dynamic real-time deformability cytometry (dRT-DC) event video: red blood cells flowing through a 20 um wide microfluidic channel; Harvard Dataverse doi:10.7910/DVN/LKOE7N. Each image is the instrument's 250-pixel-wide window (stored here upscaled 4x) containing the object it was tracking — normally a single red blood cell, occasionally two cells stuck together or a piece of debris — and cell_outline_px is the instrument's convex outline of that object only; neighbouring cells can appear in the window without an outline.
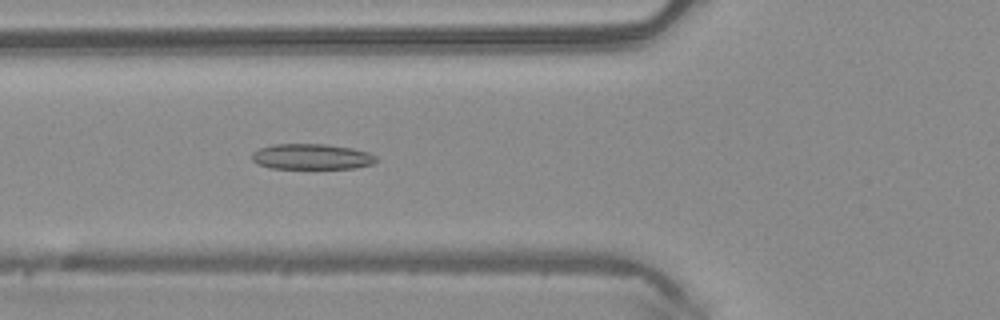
{"species": "common noctule bat (a hibernating species)", "species_latin": "Nyctalus noctula", "temperature_condition": "warm", "stored_images_in_passage": 51, "camera_frame_rate_fps": 3000, "um_per_image_px": 0.085, "animal": {"sex": "male", "body_mass_g": 20.4}, "frame": {"image": 1, "passage_image": 19, "time_ms": 6.0, "image_size_px": [1000, 320], "cell_outline_px": [[380, 160], [372, 164], [356, 168], [272, 168], [256, 164], [252, 160], [252, 152], [260, 148], [272, 144], [324, 144], [352, 148], [368, 152], [376, 156]], "centroid_in_image_um": [26.5, 13.31], "position_along_channel_um": 99.3, "area_um2": 18.61}}
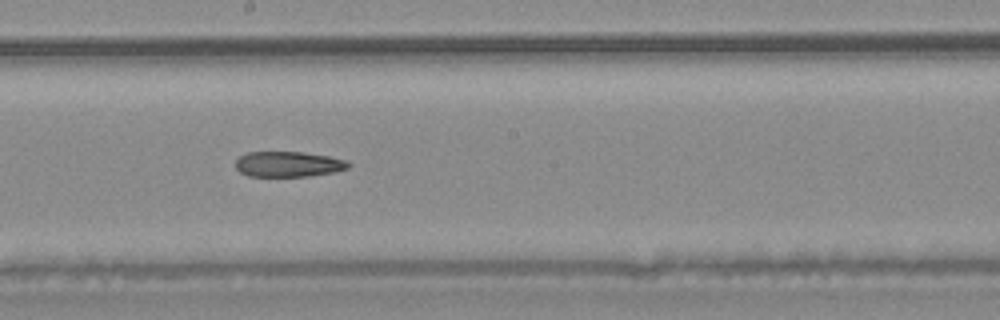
{"frame": {"image": 2, "passage_image": 28, "time_ms": 9.0, "image_size_px": [1000, 320], "cell_outline_px": [[352, 164], [348, 168], [336, 172], [308, 176], [248, 176], [240, 172], [236, 168], [236, 160], [240, 156], [248, 152], [300, 152], [328, 156], [344, 160]], "centroid_in_image_um": [24.51, 13.96], "position_along_channel_um": 223.7, "area_um2": 16.65}}
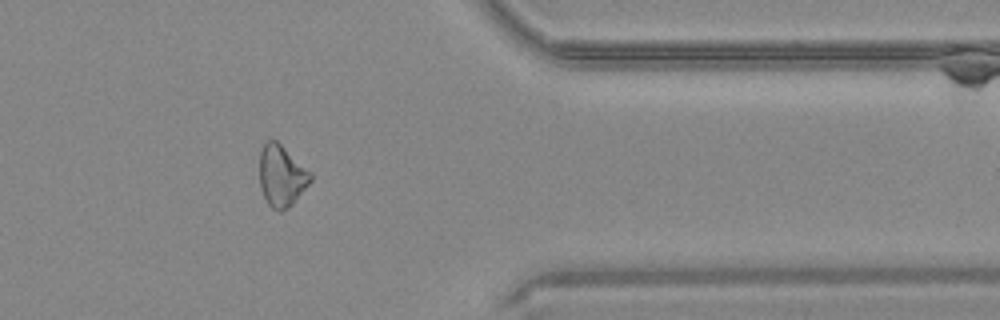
{"frame": {"image": 3, "passage_image": 41, "time_ms": 13.333, "image_size_px": [1000, 320], "cell_outline_px": [[312, 180], [292, 204], [288, 208], [280, 212], [272, 208], [268, 204], [260, 188], [260, 152], [264, 144], [268, 140], [276, 140], [312, 172]], "centroid_in_image_um": [23.94, 14.95], "position_along_channel_um": 387.5, "area_um2": 18.21}, "authors_computed_cell_mechanics": {"area_um2": 19.1318, "velocity_mm_per_s": 4.1277, "shape_relaxation_time_tau1_ms": 10.387, "shape_relaxation_time_tau2_ms": null, "deformation_change_tau1": 0.187, "deformation_change_tau2": null}}